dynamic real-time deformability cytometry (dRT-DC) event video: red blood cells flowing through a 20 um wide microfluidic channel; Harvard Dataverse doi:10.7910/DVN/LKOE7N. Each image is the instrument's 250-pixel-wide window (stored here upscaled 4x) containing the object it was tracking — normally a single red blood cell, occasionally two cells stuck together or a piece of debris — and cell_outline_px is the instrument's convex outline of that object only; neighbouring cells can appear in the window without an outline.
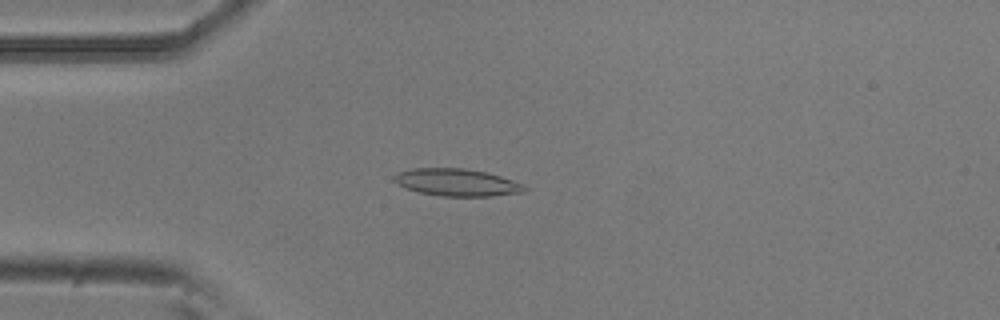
{"species": "common noctule bat (a hibernating species)", "species_latin": "Nyctalus noctula", "temperature_condition": "room temperature", "stored_images_in_passage": 43, "camera_frame_rate_fps": 3000, "um_per_image_px": 0.085, "animal": {"sex": "male", "body_mass_g": 20.5, "forearm_length_mm": 52.5}, "frame": {"image": 1, "passage_image": 4, "time_ms": 1.0, "image_size_px": [1000, 320], "cell_outline_px": [[528, 188], [524, 192], [492, 196], [440, 196], [420, 192], [404, 188], [396, 184], [392, 180], [392, 176], [396, 172], [412, 168], [464, 168], [484, 172], [500, 176], [524, 184]], "centroid_in_image_um": [38.78, 15.5], "position_along_channel_um": 46.2, "area_um2": 20.92}}
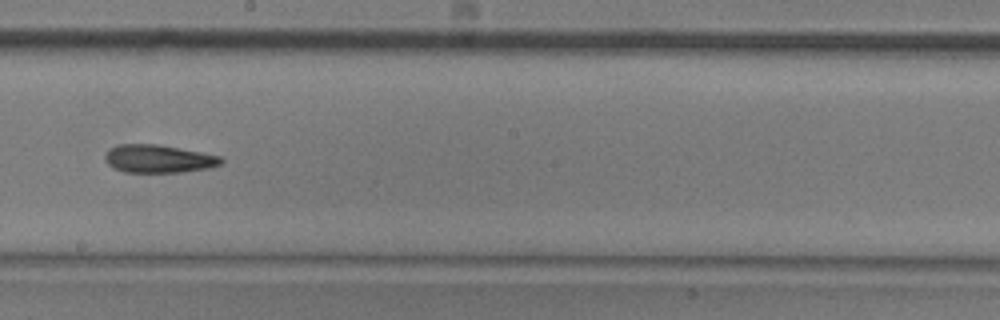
{"frame": {"image": 2, "passage_image": 20, "time_ms": 6.333, "image_size_px": [1000, 320], "cell_outline_px": [[224, 160], [220, 164], [208, 168], [180, 172], [124, 172], [112, 168], [104, 160], [104, 156], [108, 148], [116, 144], [156, 144], [200, 152], [220, 156]], "centroid_in_image_um": [13.4, 13.49], "position_along_channel_um": 234.8, "area_um2": 18.96}}
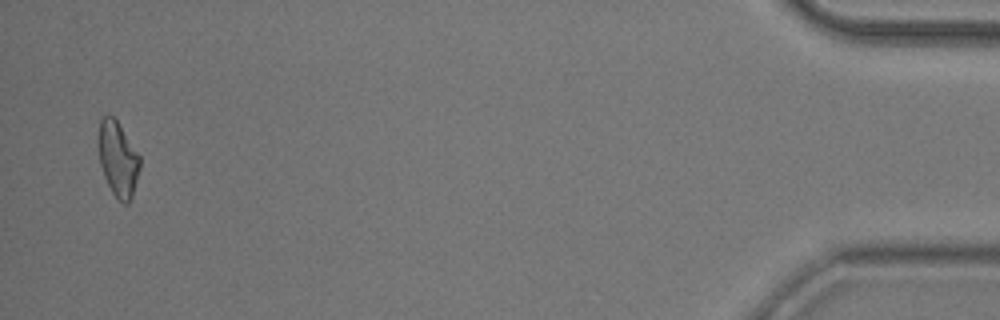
{"frame": {"image": 3, "passage_image": 42, "time_ms": 13.667, "image_size_px": [1000, 320], "cell_outline_px": [[140, 168], [132, 196], [128, 204], [124, 204], [112, 192], [104, 176], [100, 164], [96, 144], [100, 120], [104, 116], [112, 116], [116, 120], [140, 156]], "centroid_in_image_um": [10.0, 13.5], "position_along_channel_um": 425.2, "area_um2": 18.09}}